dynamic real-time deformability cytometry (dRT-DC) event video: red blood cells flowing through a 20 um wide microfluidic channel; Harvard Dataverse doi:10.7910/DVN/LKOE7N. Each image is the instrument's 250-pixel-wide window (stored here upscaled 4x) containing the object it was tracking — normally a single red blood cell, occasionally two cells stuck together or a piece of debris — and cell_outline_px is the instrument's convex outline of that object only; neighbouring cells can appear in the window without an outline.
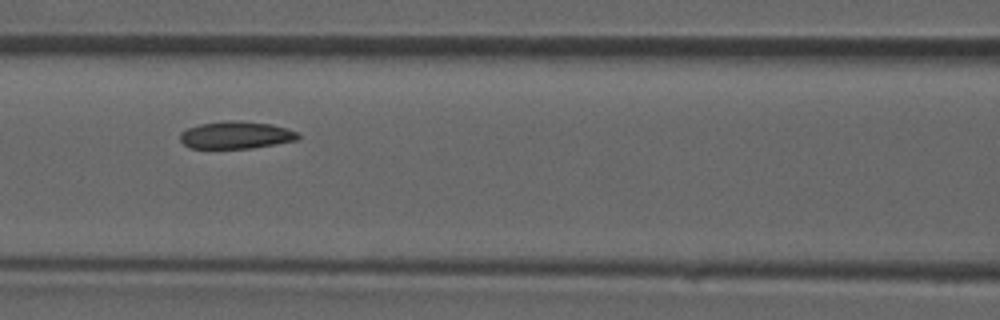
{"species": "common noctule bat (a hibernating species)", "species_latin": "Nyctalus noctula", "temperature_condition": "room temperature", "stored_images_in_passage": 41, "camera_frame_rate_fps": 3000, "um_per_image_px": 0.085, "animal": {"sex": "male", "forearm_length_mm": 52.5}, "frame": {"image": 1, "passage_image": 20, "time_ms": 6.333, "image_size_px": [1000, 320], "cell_outline_px": [[300, 140], [252, 148], [188, 148], [180, 140], [180, 132], [188, 128], [200, 124], [228, 120], [240, 120], [272, 124], [288, 128], [296, 132], [300, 136]], "centroid_in_image_um": [20.08, 11.47], "position_along_channel_um": 146.5, "area_um2": 19.02}}